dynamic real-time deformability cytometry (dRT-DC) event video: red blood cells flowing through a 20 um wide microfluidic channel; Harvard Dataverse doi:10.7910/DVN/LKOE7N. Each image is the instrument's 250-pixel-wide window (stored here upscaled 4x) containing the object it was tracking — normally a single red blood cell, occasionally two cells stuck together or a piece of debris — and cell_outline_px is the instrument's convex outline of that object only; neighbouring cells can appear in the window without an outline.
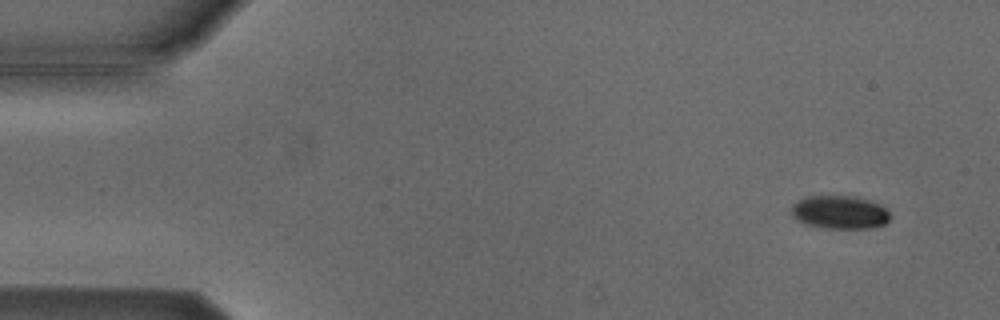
{"species": "Egyptian fruit bat (a non-hibernating species)", "species_latin": "Rousettus aegyptiacus", "temperature_condition": "cold", "stored_images_in_passage": 6, "camera_frame_rate_fps": 3000, "um_per_image_px": 0.085, "animal": {"sex": "male"}, "frame": {"image": 1, "passage_image": 1, "time_ms": 0.0, "image_size_px": [1000, 320], "cell_outline_px": [[892, 216], [884, 224], [872, 228], [820, 228], [804, 224], [796, 220], [792, 216], [792, 204], [796, 200], [808, 196], [856, 196], [872, 200], [880, 204]], "centroid_in_image_um": [71.36, 18.04], "position_along_channel_um": 13.6, "area_um2": 19.48}}
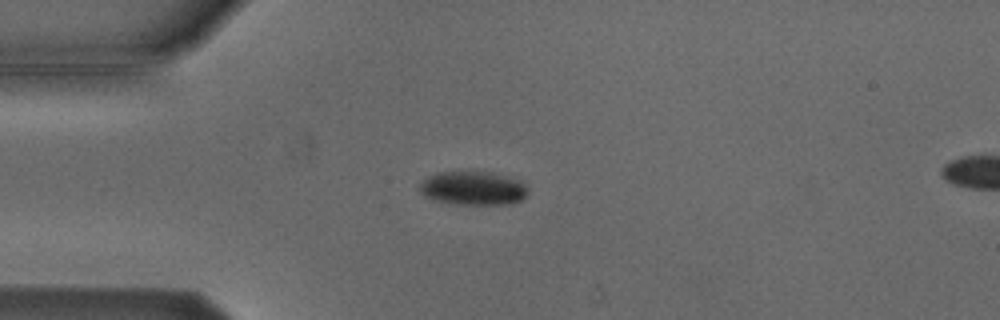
{"frame": {"image": 2, "passage_image": 4, "time_ms": 3.333, "image_size_px": [1000, 320], "cell_outline_px": [[528, 196], [512, 204], [452, 204], [432, 200], [424, 196], [420, 192], [420, 184], [428, 176], [436, 172], [492, 172], [520, 180], [528, 184]], "centroid_in_image_um": [40.25, 16.0], "position_along_channel_um": 44.8, "area_um2": 21.62}}